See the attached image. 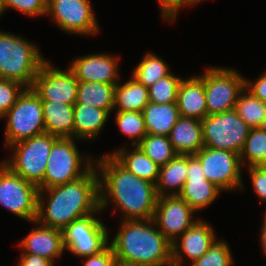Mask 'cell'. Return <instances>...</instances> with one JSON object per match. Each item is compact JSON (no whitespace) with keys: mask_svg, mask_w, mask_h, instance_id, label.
Returning <instances> with one entry per match:
<instances>
[{"mask_svg":"<svg viewBox=\"0 0 266 266\" xmlns=\"http://www.w3.org/2000/svg\"><path fill=\"white\" fill-rule=\"evenodd\" d=\"M162 19L170 23L175 22L181 8L190 7V0H158Z\"/></svg>","mask_w":266,"mask_h":266,"instance_id":"39","label":"cell"},{"mask_svg":"<svg viewBox=\"0 0 266 266\" xmlns=\"http://www.w3.org/2000/svg\"><path fill=\"white\" fill-rule=\"evenodd\" d=\"M73 110L74 138L79 141L95 140L100 132H102L111 113V111L81 103H75Z\"/></svg>","mask_w":266,"mask_h":266,"instance_id":"23","label":"cell"},{"mask_svg":"<svg viewBox=\"0 0 266 266\" xmlns=\"http://www.w3.org/2000/svg\"><path fill=\"white\" fill-rule=\"evenodd\" d=\"M260 128L266 132V114L264 116V119L262 121Z\"/></svg>","mask_w":266,"mask_h":266,"instance_id":"45","label":"cell"},{"mask_svg":"<svg viewBox=\"0 0 266 266\" xmlns=\"http://www.w3.org/2000/svg\"><path fill=\"white\" fill-rule=\"evenodd\" d=\"M32 223L37 227L19 243L21 254H34L55 262L65 252L62 230L43 226L36 221Z\"/></svg>","mask_w":266,"mask_h":266,"instance_id":"19","label":"cell"},{"mask_svg":"<svg viewBox=\"0 0 266 266\" xmlns=\"http://www.w3.org/2000/svg\"><path fill=\"white\" fill-rule=\"evenodd\" d=\"M25 89L26 87L21 83L0 79V119L16 103Z\"/></svg>","mask_w":266,"mask_h":266,"instance_id":"36","label":"cell"},{"mask_svg":"<svg viewBox=\"0 0 266 266\" xmlns=\"http://www.w3.org/2000/svg\"><path fill=\"white\" fill-rule=\"evenodd\" d=\"M3 2L6 11L9 8L15 9L29 17L44 16L47 13V0H3Z\"/></svg>","mask_w":266,"mask_h":266,"instance_id":"37","label":"cell"},{"mask_svg":"<svg viewBox=\"0 0 266 266\" xmlns=\"http://www.w3.org/2000/svg\"><path fill=\"white\" fill-rule=\"evenodd\" d=\"M254 193L266 202V166L247 167Z\"/></svg>","mask_w":266,"mask_h":266,"instance_id":"38","label":"cell"},{"mask_svg":"<svg viewBox=\"0 0 266 266\" xmlns=\"http://www.w3.org/2000/svg\"><path fill=\"white\" fill-rule=\"evenodd\" d=\"M99 212L100 209L87 217L74 220L62 230L65 250L76 257H85L98 254L109 245V229L94 216Z\"/></svg>","mask_w":266,"mask_h":266,"instance_id":"11","label":"cell"},{"mask_svg":"<svg viewBox=\"0 0 266 266\" xmlns=\"http://www.w3.org/2000/svg\"><path fill=\"white\" fill-rule=\"evenodd\" d=\"M213 227L201 218L171 244L172 266H182L185 258L192 263L201 258L217 240Z\"/></svg>","mask_w":266,"mask_h":266,"instance_id":"16","label":"cell"},{"mask_svg":"<svg viewBox=\"0 0 266 266\" xmlns=\"http://www.w3.org/2000/svg\"><path fill=\"white\" fill-rule=\"evenodd\" d=\"M221 191L206 180L199 159L195 155H187L186 182L179 196L197 213L214 203Z\"/></svg>","mask_w":266,"mask_h":266,"instance_id":"17","label":"cell"},{"mask_svg":"<svg viewBox=\"0 0 266 266\" xmlns=\"http://www.w3.org/2000/svg\"><path fill=\"white\" fill-rule=\"evenodd\" d=\"M149 103L148 88L131 76L124 83L115 85L114 109L121 112H142Z\"/></svg>","mask_w":266,"mask_h":266,"instance_id":"27","label":"cell"},{"mask_svg":"<svg viewBox=\"0 0 266 266\" xmlns=\"http://www.w3.org/2000/svg\"><path fill=\"white\" fill-rule=\"evenodd\" d=\"M75 141L79 140L59 137L53 143L43 178V189L75 181L95 166L92 155L81 154Z\"/></svg>","mask_w":266,"mask_h":266,"instance_id":"5","label":"cell"},{"mask_svg":"<svg viewBox=\"0 0 266 266\" xmlns=\"http://www.w3.org/2000/svg\"><path fill=\"white\" fill-rule=\"evenodd\" d=\"M202 123L204 147L240 154L250 127L235 110L207 115Z\"/></svg>","mask_w":266,"mask_h":266,"instance_id":"9","label":"cell"},{"mask_svg":"<svg viewBox=\"0 0 266 266\" xmlns=\"http://www.w3.org/2000/svg\"><path fill=\"white\" fill-rule=\"evenodd\" d=\"M147 134L168 136L180 118L176 102L155 104L149 102L142 110Z\"/></svg>","mask_w":266,"mask_h":266,"instance_id":"25","label":"cell"},{"mask_svg":"<svg viewBox=\"0 0 266 266\" xmlns=\"http://www.w3.org/2000/svg\"><path fill=\"white\" fill-rule=\"evenodd\" d=\"M58 138L45 132L17 142L8 147L13 151L10 160L5 158L2 162L25 181L43 189L49 153Z\"/></svg>","mask_w":266,"mask_h":266,"instance_id":"6","label":"cell"},{"mask_svg":"<svg viewBox=\"0 0 266 266\" xmlns=\"http://www.w3.org/2000/svg\"><path fill=\"white\" fill-rule=\"evenodd\" d=\"M46 132L57 137L74 138L73 105L41 100Z\"/></svg>","mask_w":266,"mask_h":266,"instance_id":"24","label":"cell"},{"mask_svg":"<svg viewBox=\"0 0 266 266\" xmlns=\"http://www.w3.org/2000/svg\"><path fill=\"white\" fill-rule=\"evenodd\" d=\"M99 209V174L94 166L75 181L39 189L35 221L43 226L63 230L72 221L87 217Z\"/></svg>","mask_w":266,"mask_h":266,"instance_id":"2","label":"cell"},{"mask_svg":"<svg viewBox=\"0 0 266 266\" xmlns=\"http://www.w3.org/2000/svg\"><path fill=\"white\" fill-rule=\"evenodd\" d=\"M121 222L109 241L119 266H172L171 243L153 219Z\"/></svg>","mask_w":266,"mask_h":266,"instance_id":"3","label":"cell"},{"mask_svg":"<svg viewBox=\"0 0 266 266\" xmlns=\"http://www.w3.org/2000/svg\"><path fill=\"white\" fill-rule=\"evenodd\" d=\"M47 60L31 41L0 30V79L31 88L40 67Z\"/></svg>","mask_w":266,"mask_h":266,"instance_id":"4","label":"cell"},{"mask_svg":"<svg viewBox=\"0 0 266 266\" xmlns=\"http://www.w3.org/2000/svg\"><path fill=\"white\" fill-rule=\"evenodd\" d=\"M138 146L160 167L178 155L168 136L147 134Z\"/></svg>","mask_w":266,"mask_h":266,"instance_id":"32","label":"cell"},{"mask_svg":"<svg viewBox=\"0 0 266 266\" xmlns=\"http://www.w3.org/2000/svg\"><path fill=\"white\" fill-rule=\"evenodd\" d=\"M194 213L196 212L179 195L160 196L153 220L158 230L172 244L199 220Z\"/></svg>","mask_w":266,"mask_h":266,"instance_id":"15","label":"cell"},{"mask_svg":"<svg viewBox=\"0 0 266 266\" xmlns=\"http://www.w3.org/2000/svg\"><path fill=\"white\" fill-rule=\"evenodd\" d=\"M126 147V145L125 147L123 145V147L117 148L113 152H108V155L126 171L133 173L143 180L156 184L160 166L150 159L138 145L131 147L133 148L130 149L131 151Z\"/></svg>","mask_w":266,"mask_h":266,"instance_id":"22","label":"cell"},{"mask_svg":"<svg viewBox=\"0 0 266 266\" xmlns=\"http://www.w3.org/2000/svg\"><path fill=\"white\" fill-rule=\"evenodd\" d=\"M120 60V56L96 53L74 58L68 68L79 82L117 84L121 78L118 74L120 71L118 61Z\"/></svg>","mask_w":266,"mask_h":266,"instance_id":"18","label":"cell"},{"mask_svg":"<svg viewBox=\"0 0 266 266\" xmlns=\"http://www.w3.org/2000/svg\"><path fill=\"white\" fill-rule=\"evenodd\" d=\"M95 167L102 212L113 203L123 221L153 219L158 199L155 184L126 171L108 154L96 157Z\"/></svg>","mask_w":266,"mask_h":266,"instance_id":"1","label":"cell"},{"mask_svg":"<svg viewBox=\"0 0 266 266\" xmlns=\"http://www.w3.org/2000/svg\"><path fill=\"white\" fill-rule=\"evenodd\" d=\"M79 81L69 69L61 70L48 60L40 67L32 85L41 100L74 105Z\"/></svg>","mask_w":266,"mask_h":266,"instance_id":"14","label":"cell"},{"mask_svg":"<svg viewBox=\"0 0 266 266\" xmlns=\"http://www.w3.org/2000/svg\"><path fill=\"white\" fill-rule=\"evenodd\" d=\"M245 88L256 98L266 103V71L255 81L245 78Z\"/></svg>","mask_w":266,"mask_h":266,"instance_id":"41","label":"cell"},{"mask_svg":"<svg viewBox=\"0 0 266 266\" xmlns=\"http://www.w3.org/2000/svg\"><path fill=\"white\" fill-rule=\"evenodd\" d=\"M140 60L133 69L132 77L147 88L171 73L168 64L152 52H147Z\"/></svg>","mask_w":266,"mask_h":266,"instance_id":"29","label":"cell"},{"mask_svg":"<svg viewBox=\"0 0 266 266\" xmlns=\"http://www.w3.org/2000/svg\"><path fill=\"white\" fill-rule=\"evenodd\" d=\"M52 23L69 34L97 35L100 26L90 0H47V13Z\"/></svg>","mask_w":266,"mask_h":266,"instance_id":"13","label":"cell"},{"mask_svg":"<svg viewBox=\"0 0 266 266\" xmlns=\"http://www.w3.org/2000/svg\"><path fill=\"white\" fill-rule=\"evenodd\" d=\"M232 251L224 239L216 240L209 250L191 266H234Z\"/></svg>","mask_w":266,"mask_h":266,"instance_id":"35","label":"cell"},{"mask_svg":"<svg viewBox=\"0 0 266 266\" xmlns=\"http://www.w3.org/2000/svg\"><path fill=\"white\" fill-rule=\"evenodd\" d=\"M180 116L203 120L207 116L203 74L182 78L177 92Z\"/></svg>","mask_w":266,"mask_h":266,"instance_id":"20","label":"cell"},{"mask_svg":"<svg viewBox=\"0 0 266 266\" xmlns=\"http://www.w3.org/2000/svg\"><path fill=\"white\" fill-rule=\"evenodd\" d=\"M115 121L120 131L133 140L132 146L138 145L147 135L144 116L142 112H121L117 111Z\"/></svg>","mask_w":266,"mask_h":266,"instance_id":"33","label":"cell"},{"mask_svg":"<svg viewBox=\"0 0 266 266\" xmlns=\"http://www.w3.org/2000/svg\"><path fill=\"white\" fill-rule=\"evenodd\" d=\"M17 266H53L54 262L34 254H21Z\"/></svg>","mask_w":266,"mask_h":266,"instance_id":"42","label":"cell"},{"mask_svg":"<svg viewBox=\"0 0 266 266\" xmlns=\"http://www.w3.org/2000/svg\"><path fill=\"white\" fill-rule=\"evenodd\" d=\"M6 12V9L4 7V2L3 0H0V17L2 16L3 13Z\"/></svg>","mask_w":266,"mask_h":266,"instance_id":"44","label":"cell"},{"mask_svg":"<svg viewBox=\"0 0 266 266\" xmlns=\"http://www.w3.org/2000/svg\"><path fill=\"white\" fill-rule=\"evenodd\" d=\"M39 188L0 164V205L28 222L37 217Z\"/></svg>","mask_w":266,"mask_h":266,"instance_id":"10","label":"cell"},{"mask_svg":"<svg viewBox=\"0 0 266 266\" xmlns=\"http://www.w3.org/2000/svg\"><path fill=\"white\" fill-rule=\"evenodd\" d=\"M239 156L242 167L266 166V132L250 129Z\"/></svg>","mask_w":266,"mask_h":266,"instance_id":"30","label":"cell"},{"mask_svg":"<svg viewBox=\"0 0 266 266\" xmlns=\"http://www.w3.org/2000/svg\"><path fill=\"white\" fill-rule=\"evenodd\" d=\"M168 137L178 155H195L204 147L202 123L196 118L180 116Z\"/></svg>","mask_w":266,"mask_h":266,"instance_id":"21","label":"cell"},{"mask_svg":"<svg viewBox=\"0 0 266 266\" xmlns=\"http://www.w3.org/2000/svg\"><path fill=\"white\" fill-rule=\"evenodd\" d=\"M202 1H206V0H190V6L197 5L198 3L202 2Z\"/></svg>","mask_w":266,"mask_h":266,"instance_id":"46","label":"cell"},{"mask_svg":"<svg viewBox=\"0 0 266 266\" xmlns=\"http://www.w3.org/2000/svg\"><path fill=\"white\" fill-rule=\"evenodd\" d=\"M203 73L207 115L235 109L245 77L232 68L206 67Z\"/></svg>","mask_w":266,"mask_h":266,"instance_id":"8","label":"cell"},{"mask_svg":"<svg viewBox=\"0 0 266 266\" xmlns=\"http://www.w3.org/2000/svg\"><path fill=\"white\" fill-rule=\"evenodd\" d=\"M115 85L91 81L79 82L76 103L112 112L114 110Z\"/></svg>","mask_w":266,"mask_h":266,"instance_id":"28","label":"cell"},{"mask_svg":"<svg viewBox=\"0 0 266 266\" xmlns=\"http://www.w3.org/2000/svg\"><path fill=\"white\" fill-rule=\"evenodd\" d=\"M234 110L251 129L260 128L266 114V103L244 87L238 96Z\"/></svg>","mask_w":266,"mask_h":266,"instance_id":"31","label":"cell"},{"mask_svg":"<svg viewBox=\"0 0 266 266\" xmlns=\"http://www.w3.org/2000/svg\"><path fill=\"white\" fill-rule=\"evenodd\" d=\"M195 156L199 159L207 181L223 192L244 189L239 154L227 150L203 147Z\"/></svg>","mask_w":266,"mask_h":266,"instance_id":"12","label":"cell"},{"mask_svg":"<svg viewBox=\"0 0 266 266\" xmlns=\"http://www.w3.org/2000/svg\"><path fill=\"white\" fill-rule=\"evenodd\" d=\"M181 80V76H176L172 72L159 79L148 88L149 102L155 104L177 102V92Z\"/></svg>","mask_w":266,"mask_h":266,"instance_id":"34","label":"cell"},{"mask_svg":"<svg viewBox=\"0 0 266 266\" xmlns=\"http://www.w3.org/2000/svg\"><path fill=\"white\" fill-rule=\"evenodd\" d=\"M82 258L86 259L83 260V266H119L117 258L115 257L113 249L110 245H108L98 254L85 256Z\"/></svg>","mask_w":266,"mask_h":266,"instance_id":"40","label":"cell"},{"mask_svg":"<svg viewBox=\"0 0 266 266\" xmlns=\"http://www.w3.org/2000/svg\"><path fill=\"white\" fill-rule=\"evenodd\" d=\"M187 176V155H177L159 169L156 192L158 197L179 195Z\"/></svg>","mask_w":266,"mask_h":266,"instance_id":"26","label":"cell"},{"mask_svg":"<svg viewBox=\"0 0 266 266\" xmlns=\"http://www.w3.org/2000/svg\"><path fill=\"white\" fill-rule=\"evenodd\" d=\"M260 241H261V247H262V252L265 254L266 256V221L263 220V223H262V227H261V230H260Z\"/></svg>","mask_w":266,"mask_h":266,"instance_id":"43","label":"cell"},{"mask_svg":"<svg viewBox=\"0 0 266 266\" xmlns=\"http://www.w3.org/2000/svg\"><path fill=\"white\" fill-rule=\"evenodd\" d=\"M265 216L263 217L264 218V220L266 221V209H265V214H264Z\"/></svg>","mask_w":266,"mask_h":266,"instance_id":"47","label":"cell"},{"mask_svg":"<svg viewBox=\"0 0 266 266\" xmlns=\"http://www.w3.org/2000/svg\"><path fill=\"white\" fill-rule=\"evenodd\" d=\"M2 118L6 119L5 147L46 132L42 102L32 88H26Z\"/></svg>","mask_w":266,"mask_h":266,"instance_id":"7","label":"cell"}]
</instances>
